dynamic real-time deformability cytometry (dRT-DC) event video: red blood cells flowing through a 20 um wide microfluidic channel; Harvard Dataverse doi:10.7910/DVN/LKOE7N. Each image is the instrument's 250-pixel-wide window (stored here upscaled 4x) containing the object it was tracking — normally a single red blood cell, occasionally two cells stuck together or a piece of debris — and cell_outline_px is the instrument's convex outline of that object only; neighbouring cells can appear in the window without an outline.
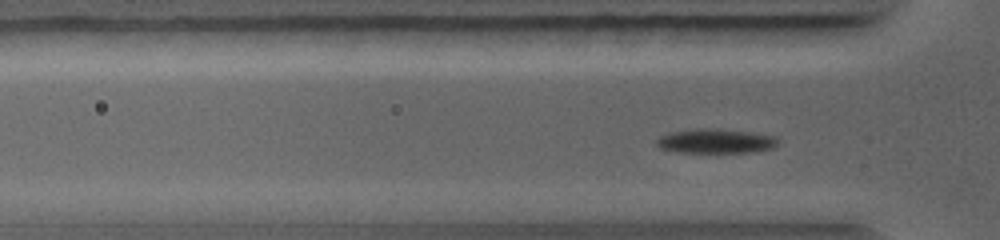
{"species": "common noctule bat (a hibernating species)", "species_latin": "Nyctalus noctula", "temperature_condition": "warm", "stored_images_in_passage": 10, "camera_frame_rate_fps": 5000, "um_per_image_px": 0.085, "animal": {"sex": "female", "body_mass_g": 19.0, "forearm_length_mm": 56.7}, "frame": {"image": 1, "passage_image": 9, "time_ms": 2.2, "image_size_px": [1000, 240], "cell_outline_px": [[780, 140], [772, 148], [748, 152], [676, 152], [660, 148], [656, 144], [656, 140], [660, 136], [668, 132], [696, 128], [716, 128], [748, 132], [776, 136]], "centroid_in_image_um": [60.79, 11.98], "position_along_channel_um": 65.0, "area_um2": 17.28}}